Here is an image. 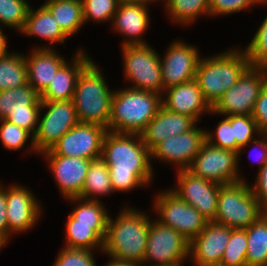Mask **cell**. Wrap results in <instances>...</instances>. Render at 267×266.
Instances as JSON below:
<instances>
[{
  "label": "cell",
  "mask_w": 267,
  "mask_h": 266,
  "mask_svg": "<svg viewBox=\"0 0 267 266\" xmlns=\"http://www.w3.org/2000/svg\"><path fill=\"white\" fill-rule=\"evenodd\" d=\"M6 207V190L4 191V189L0 187V241L4 244L8 241V236H10V231L7 222Z\"/></svg>",
  "instance_id": "obj_45"
},
{
  "label": "cell",
  "mask_w": 267,
  "mask_h": 266,
  "mask_svg": "<svg viewBox=\"0 0 267 266\" xmlns=\"http://www.w3.org/2000/svg\"><path fill=\"white\" fill-rule=\"evenodd\" d=\"M197 48L183 42H174L165 58L161 59L163 88H167L195 79L199 55Z\"/></svg>",
  "instance_id": "obj_17"
},
{
  "label": "cell",
  "mask_w": 267,
  "mask_h": 266,
  "mask_svg": "<svg viewBox=\"0 0 267 266\" xmlns=\"http://www.w3.org/2000/svg\"><path fill=\"white\" fill-rule=\"evenodd\" d=\"M0 126V138L3 145L9 150H17L25 145L30 132L20 126L2 119Z\"/></svg>",
  "instance_id": "obj_39"
},
{
  "label": "cell",
  "mask_w": 267,
  "mask_h": 266,
  "mask_svg": "<svg viewBox=\"0 0 267 266\" xmlns=\"http://www.w3.org/2000/svg\"><path fill=\"white\" fill-rule=\"evenodd\" d=\"M206 141V132L196 126L188 132L170 136L160 142L152 151L151 156L170 163H178L179 170L189 169L194 158Z\"/></svg>",
  "instance_id": "obj_16"
},
{
  "label": "cell",
  "mask_w": 267,
  "mask_h": 266,
  "mask_svg": "<svg viewBox=\"0 0 267 266\" xmlns=\"http://www.w3.org/2000/svg\"><path fill=\"white\" fill-rule=\"evenodd\" d=\"M213 133L206 132V141L215 147L228 149L236 152V140L234 138L233 126L231 125V116H228L222 120L215 131V137ZM217 139V142H212L214 139Z\"/></svg>",
  "instance_id": "obj_40"
},
{
  "label": "cell",
  "mask_w": 267,
  "mask_h": 266,
  "mask_svg": "<svg viewBox=\"0 0 267 266\" xmlns=\"http://www.w3.org/2000/svg\"><path fill=\"white\" fill-rule=\"evenodd\" d=\"M120 1L128 2V3H140V4L147 5L146 3H149L154 0H120Z\"/></svg>",
  "instance_id": "obj_49"
},
{
  "label": "cell",
  "mask_w": 267,
  "mask_h": 266,
  "mask_svg": "<svg viewBox=\"0 0 267 266\" xmlns=\"http://www.w3.org/2000/svg\"><path fill=\"white\" fill-rule=\"evenodd\" d=\"M247 234L246 229H233L230 240L222 256L225 266H247Z\"/></svg>",
  "instance_id": "obj_33"
},
{
  "label": "cell",
  "mask_w": 267,
  "mask_h": 266,
  "mask_svg": "<svg viewBox=\"0 0 267 266\" xmlns=\"http://www.w3.org/2000/svg\"><path fill=\"white\" fill-rule=\"evenodd\" d=\"M155 222L149 226L143 263L152 259L158 262L156 266H180L190 255V242L175 229Z\"/></svg>",
  "instance_id": "obj_13"
},
{
  "label": "cell",
  "mask_w": 267,
  "mask_h": 266,
  "mask_svg": "<svg viewBox=\"0 0 267 266\" xmlns=\"http://www.w3.org/2000/svg\"><path fill=\"white\" fill-rule=\"evenodd\" d=\"M231 125L236 140V153L239 157L240 150L251 142L253 132L261 133L252 115H231Z\"/></svg>",
  "instance_id": "obj_38"
},
{
  "label": "cell",
  "mask_w": 267,
  "mask_h": 266,
  "mask_svg": "<svg viewBox=\"0 0 267 266\" xmlns=\"http://www.w3.org/2000/svg\"><path fill=\"white\" fill-rule=\"evenodd\" d=\"M263 215L267 218V209L266 210H264V213H263Z\"/></svg>",
  "instance_id": "obj_51"
},
{
  "label": "cell",
  "mask_w": 267,
  "mask_h": 266,
  "mask_svg": "<svg viewBox=\"0 0 267 266\" xmlns=\"http://www.w3.org/2000/svg\"><path fill=\"white\" fill-rule=\"evenodd\" d=\"M84 23L93 18L97 21L113 20L120 0H81Z\"/></svg>",
  "instance_id": "obj_36"
},
{
  "label": "cell",
  "mask_w": 267,
  "mask_h": 266,
  "mask_svg": "<svg viewBox=\"0 0 267 266\" xmlns=\"http://www.w3.org/2000/svg\"><path fill=\"white\" fill-rule=\"evenodd\" d=\"M264 213L246 181L220 185L213 222L233 229H245Z\"/></svg>",
  "instance_id": "obj_6"
},
{
  "label": "cell",
  "mask_w": 267,
  "mask_h": 266,
  "mask_svg": "<svg viewBox=\"0 0 267 266\" xmlns=\"http://www.w3.org/2000/svg\"><path fill=\"white\" fill-rule=\"evenodd\" d=\"M77 223L108 224L109 215L98 199H89L81 202L70 214Z\"/></svg>",
  "instance_id": "obj_35"
},
{
  "label": "cell",
  "mask_w": 267,
  "mask_h": 266,
  "mask_svg": "<svg viewBox=\"0 0 267 266\" xmlns=\"http://www.w3.org/2000/svg\"><path fill=\"white\" fill-rule=\"evenodd\" d=\"M146 7L145 4L140 3L124 1L119 3L118 9L113 16L114 28L129 38L131 37L123 45H146L144 41L139 39V35L147 29L149 24L148 8Z\"/></svg>",
  "instance_id": "obj_25"
},
{
  "label": "cell",
  "mask_w": 267,
  "mask_h": 266,
  "mask_svg": "<svg viewBox=\"0 0 267 266\" xmlns=\"http://www.w3.org/2000/svg\"><path fill=\"white\" fill-rule=\"evenodd\" d=\"M23 33L27 35L40 36L44 39L50 40L49 42H64L67 36L63 33L59 24L51 12L44 6H40L38 10H28L27 18L22 29Z\"/></svg>",
  "instance_id": "obj_27"
},
{
  "label": "cell",
  "mask_w": 267,
  "mask_h": 266,
  "mask_svg": "<svg viewBox=\"0 0 267 266\" xmlns=\"http://www.w3.org/2000/svg\"><path fill=\"white\" fill-rule=\"evenodd\" d=\"M68 216L66 224L67 248L92 250L98 246L103 250V241L108 224L77 223L70 214Z\"/></svg>",
  "instance_id": "obj_26"
},
{
  "label": "cell",
  "mask_w": 267,
  "mask_h": 266,
  "mask_svg": "<svg viewBox=\"0 0 267 266\" xmlns=\"http://www.w3.org/2000/svg\"><path fill=\"white\" fill-rule=\"evenodd\" d=\"M42 101L40 95L27 83L23 86L0 91V120L5 119L27 131H32L33 136L39 122Z\"/></svg>",
  "instance_id": "obj_8"
},
{
  "label": "cell",
  "mask_w": 267,
  "mask_h": 266,
  "mask_svg": "<svg viewBox=\"0 0 267 266\" xmlns=\"http://www.w3.org/2000/svg\"><path fill=\"white\" fill-rule=\"evenodd\" d=\"M124 65L127 79L134 81L133 89L157 94L164 91L162 84L161 59L146 45H123Z\"/></svg>",
  "instance_id": "obj_9"
},
{
  "label": "cell",
  "mask_w": 267,
  "mask_h": 266,
  "mask_svg": "<svg viewBox=\"0 0 267 266\" xmlns=\"http://www.w3.org/2000/svg\"><path fill=\"white\" fill-rule=\"evenodd\" d=\"M113 193L112 183L109 175V167L101 158L91 160L85 177L84 186L79 197L69 198L71 201H84L94 195H106ZM90 196V197H89Z\"/></svg>",
  "instance_id": "obj_29"
},
{
  "label": "cell",
  "mask_w": 267,
  "mask_h": 266,
  "mask_svg": "<svg viewBox=\"0 0 267 266\" xmlns=\"http://www.w3.org/2000/svg\"><path fill=\"white\" fill-rule=\"evenodd\" d=\"M29 8L25 0H0V22L22 31Z\"/></svg>",
  "instance_id": "obj_34"
},
{
  "label": "cell",
  "mask_w": 267,
  "mask_h": 266,
  "mask_svg": "<svg viewBox=\"0 0 267 266\" xmlns=\"http://www.w3.org/2000/svg\"><path fill=\"white\" fill-rule=\"evenodd\" d=\"M107 128L98 124L78 123L66 132L45 155H60L93 160L101 157Z\"/></svg>",
  "instance_id": "obj_12"
},
{
  "label": "cell",
  "mask_w": 267,
  "mask_h": 266,
  "mask_svg": "<svg viewBox=\"0 0 267 266\" xmlns=\"http://www.w3.org/2000/svg\"><path fill=\"white\" fill-rule=\"evenodd\" d=\"M266 81L267 68L250 66L212 107V112L228 116L252 115Z\"/></svg>",
  "instance_id": "obj_7"
},
{
  "label": "cell",
  "mask_w": 267,
  "mask_h": 266,
  "mask_svg": "<svg viewBox=\"0 0 267 266\" xmlns=\"http://www.w3.org/2000/svg\"><path fill=\"white\" fill-rule=\"evenodd\" d=\"M201 266H225V265L222 262H218V263H210V264L201 265Z\"/></svg>",
  "instance_id": "obj_50"
},
{
  "label": "cell",
  "mask_w": 267,
  "mask_h": 266,
  "mask_svg": "<svg viewBox=\"0 0 267 266\" xmlns=\"http://www.w3.org/2000/svg\"><path fill=\"white\" fill-rule=\"evenodd\" d=\"M112 95L103 75L91 61L79 75L72 99L79 123L98 124L107 128Z\"/></svg>",
  "instance_id": "obj_5"
},
{
  "label": "cell",
  "mask_w": 267,
  "mask_h": 266,
  "mask_svg": "<svg viewBox=\"0 0 267 266\" xmlns=\"http://www.w3.org/2000/svg\"><path fill=\"white\" fill-rule=\"evenodd\" d=\"M231 232L232 228L228 226L213 221L208 222L206 227L190 241L189 253L197 266L221 262Z\"/></svg>",
  "instance_id": "obj_18"
},
{
  "label": "cell",
  "mask_w": 267,
  "mask_h": 266,
  "mask_svg": "<svg viewBox=\"0 0 267 266\" xmlns=\"http://www.w3.org/2000/svg\"><path fill=\"white\" fill-rule=\"evenodd\" d=\"M28 83L25 56L7 54L0 59V91Z\"/></svg>",
  "instance_id": "obj_31"
},
{
  "label": "cell",
  "mask_w": 267,
  "mask_h": 266,
  "mask_svg": "<svg viewBox=\"0 0 267 266\" xmlns=\"http://www.w3.org/2000/svg\"><path fill=\"white\" fill-rule=\"evenodd\" d=\"M28 84L40 95L50 84L58 69L66 62L50 48L35 49L25 57Z\"/></svg>",
  "instance_id": "obj_24"
},
{
  "label": "cell",
  "mask_w": 267,
  "mask_h": 266,
  "mask_svg": "<svg viewBox=\"0 0 267 266\" xmlns=\"http://www.w3.org/2000/svg\"><path fill=\"white\" fill-rule=\"evenodd\" d=\"M44 6L67 37L84 25L81 0H46Z\"/></svg>",
  "instance_id": "obj_28"
},
{
  "label": "cell",
  "mask_w": 267,
  "mask_h": 266,
  "mask_svg": "<svg viewBox=\"0 0 267 266\" xmlns=\"http://www.w3.org/2000/svg\"><path fill=\"white\" fill-rule=\"evenodd\" d=\"M44 107H47V112L33 136L37 152L50 150L66 132L79 123L72 100L42 101L41 108Z\"/></svg>",
  "instance_id": "obj_14"
},
{
  "label": "cell",
  "mask_w": 267,
  "mask_h": 266,
  "mask_svg": "<svg viewBox=\"0 0 267 266\" xmlns=\"http://www.w3.org/2000/svg\"><path fill=\"white\" fill-rule=\"evenodd\" d=\"M246 50H232L199 60L195 80L205 100L213 107L250 67Z\"/></svg>",
  "instance_id": "obj_4"
},
{
  "label": "cell",
  "mask_w": 267,
  "mask_h": 266,
  "mask_svg": "<svg viewBox=\"0 0 267 266\" xmlns=\"http://www.w3.org/2000/svg\"><path fill=\"white\" fill-rule=\"evenodd\" d=\"M166 7L172 19L180 23H190L200 15L209 14L210 0H166Z\"/></svg>",
  "instance_id": "obj_32"
},
{
  "label": "cell",
  "mask_w": 267,
  "mask_h": 266,
  "mask_svg": "<svg viewBox=\"0 0 267 266\" xmlns=\"http://www.w3.org/2000/svg\"><path fill=\"white\" fill-rule=\"evenodd\" d=\"M252 117L260 133H267V81L254 104Z\"/></svg>",
  "instance_id": "obj_43"
},
{
  "label": "cell",
  "mask_w": 267,
  "mask_h": 266,
  "mask_svg": "<svg viewBox=\"0 0 267 266\" xmlns=\"http://www.w3.org/2000/svg\"><path fill=\"white\" fill-rule=\"evenodd\" d=\"M167 98L162 106L167 110L194 118L196 121L202 112L212 113V107L205 100L195 79L167 88Z\"/></svg>",
  "instance_id": "obj_22"
},
{
  "label": "cell",
  "mask_w": 267,
  "mask_h": 266,
  "mask_svg": "<svg viewBox=\"0 0 267 266\" xmlns=\"http://www.w3.org/2000/svg\"><path fill=\"white\" fill-rule=\"evenodd\" d=\"M254 186H250L251 192L258 200L260 206L267 209V163L258 171V177Z\"/></svg>",
  "instance_id": "obj_44"
},
{
  "label": "cell",
  "mask_w": 267,
  "mask_h": 266,
  "mask_svg": "<svg viewBox=\"0 0 267 266\" xmlns=\"http://www.w3.org/2000/svg\"><path fill=\"white\" fill-rule=\"evenodd\" d=\"M261 136L263 137L261 141L256 139L253 140L254 141L253 143L257 144V147L259 145L261 146L260 148H262L261 154L259 153L260 154L258 158L259 160H256V162L260 163L261 165L260 168H262L267 163V133H261Z\"/></svg>",
  "instance_id": "obj_46"
},
{
  "label": "cell",
  "mask_w": 267,
  "mask_h": 266,
  "mask_svg": "<svg viewBox=\"0 0 267 266\" xmlns=\"http://www.w3.org/2000/svg\"><path fill=\"white\" fill-rule=\"evenodd\" d=\"M155 202V208L161 217L158 222L175 229L189 242L209 222L196 208L180 199L172 190L159 194Z\"/></svg>",
  "instance_id": "obj_11"
},
{
  "label": "cell",
  "mask_w": 267,
  "mask_h": 266,
  "mask_svg": "<svg viewBox=\"0 0 267 266\" xmlns=\"http://www.w3.org/2000/svg\"><path fill=\"white\" fill-rule=\"evenodd\" d=\"M6 214L9 231L30 229L40 216V207L32 193L19 185L6 190Z\"/></svg>",
  "instance_id": "obj_19"
},
{
  "label": "cell",
  "mask_w": 267,
  "mask_h": 266,
  "mask_svg": "<svg viewBox=\"0 0 267 266\" xmlns=\"http://www.w3.org/2000/svg\"><path fill=\"white\" fill-rule=\"evenodd\" d=\"M6 46H7V39L0 28V59L8 54Z\"/></svg>",
  "instance_id": "obj_47"
},
{
  "label": "cell",
  "mask_w": 267,
  "mask_h": 266,
  "mask_svg": "<svg viewBox=\"0 0 267 266\" xmlns=\"http://www.w3.org/2000/svg\"><path fill=\"white\" fill-rule=\"evenodd\" d=\"M4 246V243L0 241V249Z\"/></svg>",
  "instance_id": "obj_52"
},
{
  "label": "cell",
  "mask_w": 267,
  "mask_h": 266,
  "mask_svg": "<svg viewBox=\"0 0 267 266\" xmlns=\"http://www.w3.org/2000/svg\"><path fill=\"white\" fill-rule=\"evenodd\" d=\"M246 53L251 66L267 68V16L246 48Z\"/></svg>",
  "instance_id": "obj_37"
},
{
  "label": "cell",
  "mask_w": 267,
  "mask_h": 266,
  "mask_svg": "<svg viewBox=\"0 0 267 266\" xmlns=\"http://www.w3.org/2000/svg\"><path fill=\"white\" fill-rule=\"evenodd\" d=\"M267 0H210L209 15L230 14Z\"/></svg>",
  "instance_id": "obj_42"
},
{
  "label": "cell",
  "mask_w": 267,
  "mask_h": 266,
  "mask_svg": "<svg viewBox=\"0 0 267 266\" xmlns=\"http://www.w3.org/2000/svg\"><path fill=\"white\" fill-rule=\"evenodd\" d=\"M45 156L50 161V168L65 198L79 197L91 160L60 155Z\"/></svg>",
  "instance_id": "obj_20"
},
{
  "label": "cell",
  "mask_w": 267,
  "mask_h": 266,
  "mask_svg": "<svg viewBox=\"0 0 267 266\" xmlns=\"http://www.w3.org/2000/svg\"><path fill=\"white\" fill-rule=\"evenodd\" d=\"M143 212L124 209L115 221L108 220L103 251L111 259L142 264L150 220Z\"/></svg>",
  "instance_id": "obj_2"
},
{
  "label": "cell",
  "mask_w": 267,
  "mask_h": 266,
  "mask_svg": "<svg viewBox=\"0 0 267 266\" xmlns=\"http://www.w3.org/2000/svg\"><path fill=\"white\" fill-rule=\"evenodd\" d=\"M245 229L247 234V266H267V218L262 215Z\"/></svg>",
  "instance_id": "obj_30"
},
{
  "label": "cell",
  "mask_w": 267,
  "mask_h": 266,
  "mask_svg": "<svg viewBox=\"0 0 267 266\" xmlns=\"http://www.w3.org/2000/svg\"><path fill=\"white\" fill-rule=\"evenodd\" d=\"M177 176L179 189L172 192L196 208L206 220L214 221L220 184L195 176L188 169L179 170Z\"/></svg>",
  "instance_id": "obj_15"
},
{
  "label": "cell",
  "mask_w": 267,
  "mask_h": 266,
  "mask_svg": "<svg viewBox=\"0 0 267 266\" xmlns=\"http://www.w3.org/2000/svg\"><path fill=\"white\" fill-rule=\"evenodd\" d=\"M92 61L85 53L78 52L71 66L65 62L56 72L49 86L40 94L41 101L72 100L77 79Z\"/></svg>",
  "instance_id": "obj_23"
},
{
  "label": "cell",
  "mask_w": 267,
  "mask_h": 266,
  "mask_svg": "<svg viewBox=\"0 0 267 266\" xmlns=\"http://www.w3.org/2000/svg\"><path fill=\"white\" fill-rule=\"evenodd\" d=\"M54 266H96L91 250L65 247L61 250Z\"/></svg>",
  "instance_id": "obj_41"
},
{
  "label": "cell",
  "mask_w": 267,
  "mask_h": 266,
  "mask_svg": "<svg viewBox=\"0 0 267 266\" xmlns=\"http://www.w3.org/2000/svg\"><path fill=\"white\" fill-rule=\"evenodd\" d=\"M151 157L141 135L106 132L101 158L109 167L113 191L132 190L148 184L152 178Z\"/></svg>",
  "instance_id": "obj_1"
},
{
  "label": "cell",
  "mask_w": 267,
  "mask_h": 266,
  "mask_svg": "<svg viewBox=\"0 0 267 266\" xmlns=\"http://www.w3.org/2000/svg\"><path fill=\"white\" fill-rule=\"evenodd\" d=\"M106 266H139V264L112 259L111 262H109Z\"/></svg>",
  "instance_id": "obj_48"
},
{
  "label": "cell",
  "mask_w": 267,
  "mask_h": 266,
  "mask_svg": "<svg viewBox=\"0 0 267 266\" xmlns=\"http://www.w3.org/2000/svg\"><path fill=\"white\" fill-rule=\"evenodd\" d=\"M238 153L210 145L205 141L189 171L195 176L220 185L242 181L238 174Z\"/></svg>",
  "instance_id": "obj_10"
},
{
  "label": "cell",
  "mask_w": 267,
  "mask_h": 266,
  "mask_svg": "<svg viewBox=\"0 0 267 266\" xmlns=\"http://www.w3.org/2000/svg\"><path fill=\"white\" fill-rule=\"evenodd\" d=\"M195 124L194 118L171 112L161 106L140 135L143 143L152 151L166 138L188 132Z\"/></svg>",
  "instance_id": "obj_21"
},
{
  "label": "cell",
  "mask_w": 267,
  "mask_h": 266,
  "mask_svg": "<svg viewBox=\"0 0 267 266\" xmlns=\"http://www.w3.org/2000/svg\"><path fill=\"white\" fill-rule=\"evenodd\" d=\"M162 106L160 94L126 88L113 92L107 131L140 135Z\"/></svg>",
  "instance_id": "obj_3"
}]
</instances>
